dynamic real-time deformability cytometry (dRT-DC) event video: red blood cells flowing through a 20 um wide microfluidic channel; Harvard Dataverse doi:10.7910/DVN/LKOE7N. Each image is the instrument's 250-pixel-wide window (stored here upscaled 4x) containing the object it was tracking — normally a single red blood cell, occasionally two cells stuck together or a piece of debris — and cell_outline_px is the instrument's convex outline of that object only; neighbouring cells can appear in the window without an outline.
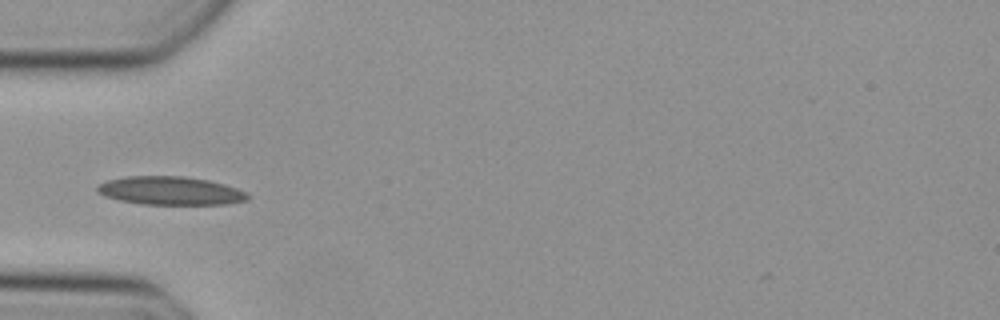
{"species": "Egyptian fruit bat (a non-hibernating species)", "species_latin": "Rousettus aegyptiacus", "temperature_condition": "cold", "stored_images_in_passage": 35, "camera_frame_rate_fps": 3000, "um_per_image_px": 0.085, "animal": {"sex": "female"}, "frame": {"image": 1, "passage_image": 2, "time_ms": 0.333, "image_size_px": [1000, 320], "cell_outline_px": [[252, 196], [248, 200], [228, 204], [140, 204], [120, 200], [104, 196], [96, 188], [96, 184], [108, 180], [128, 176], [184, 176], [208, 180], [224, 184], [248, 192]], "centroid_in_image_um": [14.52, 16.21], "position_along_channel_um": 70.5, "area_um2": 24.97}}
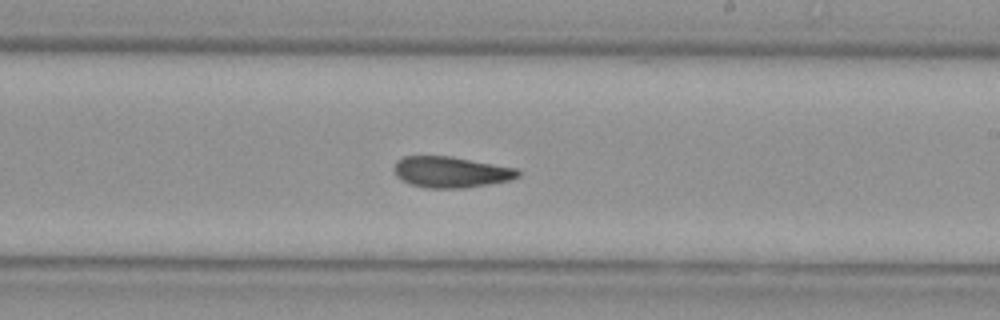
{"frame": {"image": 2, "passage_image": 15, "time_ms": 4.667, "image_size_px": [1000, 320], "cell_outline_px": [[520, 176], [508, 180], [488, 184], [464, 188], [424, 188], [400, 180], [396, 176], [392, 168], [396, 160], [404, 156], [452, 156], [516, 168], [520, 172]], "centroid_in_image_um": [38.27, 14.62], "position_along_channel_um": 250.7, "area_um2": 22.54}}
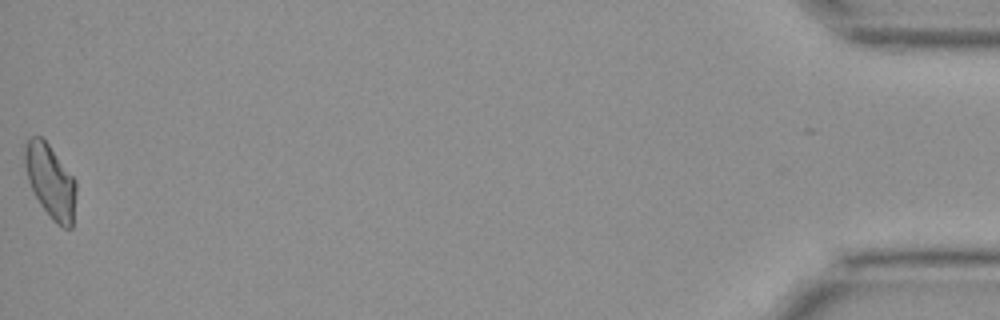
{"frame": {"image": 3, "passage_image": 35, "time_ms": 11.333, "image_size_px": [1000, 320], "cell_outline_px": [[76, 192], [72, 228], [64, 228], [56, 224], [52, 220], [40, 204], [28, 180], [24, 164], [24, 144], [32, 136], [40, 136], [48, 144], [76, 180]], "centroid_in_image_um": [4.29, 15.42], "position_along_channel_um": 430.9, "area_um2": 21.91}}